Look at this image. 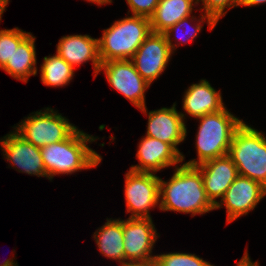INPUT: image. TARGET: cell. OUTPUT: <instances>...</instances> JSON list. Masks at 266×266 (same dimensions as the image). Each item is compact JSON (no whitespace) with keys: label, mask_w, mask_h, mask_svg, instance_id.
<instances>
[{"label":"cell","mask_w":266,"mask_h":266,"mask_svg":"<svg viewBox=\"0 0 266 266\" xmlns=\"http://www.w3.org/2000/svg\"><path fill=\"white\" fill-rule=\"evenodd\" d=\"M159 210L205 214L215 209L203 186L201 172L196 166L181 164L169 181L160 178Z\"/></svg>","instance_id":"1"},{"label":"cell","mask_w":266,"mask_h":266,"mask_svg":"<svg viewBox=\"0 0 266 266\" xmlns=\"http://www.w3.org/2000/svg\"><path fill=\"white\" fill-rule=\"evenodd\" d=\"M97 139L77 128L67 139L40 148L48 179L97 167L102 157L87 145Z\"/></svg>","instance_id":"2"},{"label":"cell","mask_w":266,"mask_h":266,"mask_svg":"<svg viewBox=\"0 0 266 266\" xmlns=\"http://www.w3.org/2000/svg\"><path fill=\"white\" fill-rule=\"evenodd\" d=\"M196 119L200 120L195 142L198 160L192 159L184 165L197 166L228 155L233 135L244 121L231 114L226 107Z\"/></svg>","instance_id":"3"},{"label":"cell","mask_w":266,"mask_h":266,"mask_svg":"<svg viewBox=\"0 0 266 266\" xmlns=\"http://www.w3.org/2000/svg\"><path fill=\"white\" fill-rule=\"evenodd\" d=\"M152 32L150 19L131 15L104 29L98 38L101 63L110 60H131L137 49Z\"/></svg>","instance_id":"4"},{"label":"cell","mask_w":266,"mask_h":266,"mask_svg":"<svg viewBox=\"0 0 266 266\" xmlns=\"http://www.w3.org/2000/svg\"><path fill=\"white\" fill-rule=\"evenodd\" d=\"M228 156L238 174L266 187V136L243 122L235 131Z\"/></svg>","instance_id":"5"},{"label":"cell","mask_w":266,"mask_h":266,"mask_svg":"<svg viewBox=\"0 0 266 266\" xmlns=\"http://www.w3.org/2000/svg\"><path fill=\"white\" fill-rule=\"evenodd\" d=\"M13 128L26 141L39 148L61 142L77 129L66 117L49 107L44 111L32 112Z\"/></svg>","instance_id":"6"},{"label":"cell","mask_w":266,"mask_h":266,"mask_svg":"<svg viewBox=\"0 0 266 266\" xmlns=\"http://www.w3.org/2000/svg\"><path fill=\"white\" fill-rule=\"evenodd\" d=\"M160 177L151 172H136L129 169L125 174L126 211L129 218H152L150 210L160 205Z\"/></svg>","instance_id":"7"},{"label":"cell","mask_w":266,"mask_h":266,"mask_svg":"<svg viewBox=\"0 0 266 266\" xmlns=\"http://www.w3.org/2000/svg\"><path fill=\"white\" fill-rule=\"evenodd\" d=\"M125 265L150 263L155 259L152 254L159 237L152 218H128L123 220Z\"/></svg>","instance_id":"8"},{"label":"cell","mask_w":266,"mask_h":266,"mask_svg":"<svg viewBox=\"0 0 266 266\" xmlns=\"http://www.w3.org/2000/svg\"><path fill=\"white\" fill-rule=\"evenodd\" d=\"M101 70L105 72L109 85L121 93L136 108L141 109L146 106L145 92L150 84L136 71L131 60L102 62L99 72Z\"/></svg>","instance_id":"9"},{"label":"cell","mask_w":266,"mask_h":266,"mask_svg":"<svg viewBox=\"0 0 266 266\" xmlns=\"http://www.w3.org/2000/svg\"><path fill=\"white\" fill-rule=\"evenodd\" d=\"M266 196V187L260 182L238 175L225 192L223 198L215 206L216 209L225 206L227 223L248 214Z\"/></svg>","instance_id":"10"},{"label":"cell","mask_w":266,"mask_h":266,"mask_svg":"<svg viewBox=\"0 0 266 266\" xmlns=\"http://www.w3.org/2000/svg\"><path fill=\"white\" fill-rule=\"evenodd\" d=\"M172 51L163 33L151 32L132 57L136 71L151 83L165 71Z\"/></svg>","instance_id":"11"},{"label":"cell","mask_w":266,"mask_h":266,"mask_svg":"<svg viewBox=\"0 0 266 266\" xmlns=\"http://www.w3.org/2000/svg\"><path fill=\"white\" fill-rule=\"evenodd\" d=\"M145 115L148 114L147 132L145 136L156 138L170 144L184 161L185 156L179 151L177 145L183 142L187 136L185 114L178 112L176 103L172 107H162L154 111H147L146 106L139 109Z\"/></svg>","instance_id":"12"},{"label":"cell","mask_w":266,"mask_h":266,"mask_svg":"<svg viewBox=\"0 0 266 266\" xmlns=\"http://www.w3.org/2000/svg\"><path fill=\"white\" fill-rule=\"evenodd\" d=\"M0 148L10 165L18 169L21 173L35 175L37 177H46L43 159L40 148L26 141L16 131L10 132L0 139Z\"/></svg>","instance_id":"13"},{"label":"cell","mask_w":266,"mask_h":266,"mask_svg":"<svg viewBox=\"0 0 266 266\" xmlns=\"http://www.w3.org/2000/svg\"><path fill=\"white\" fill-rule=\"evenodd\" d=\"M196 167L201 172L208 199L216 206L219 202L216 199L223 198L229 186L239 175L237 167L228 155L208 160Z\"/></svg>","instance_id":"14"},{"label":"cell","mask_w":266,"mask_h":266,"mask_svg":"<svg viewBox=\"0 0 266 266\" xmlns=\"http://www.w3.org/2000/svg\"><path fill=\"white\" fill-rule=\"evenodd\" d=\"M136 158L138 165H132L130 170L136 172L155 173L182 162V156L170 145L159 139L143 136L138 144Z\"/></svg>","instance_id":"15"},{"label":"cell","mask_w":266,"mask_h":266,"mask_svg":"<svg viewBox=\"0 0 266 266\" xmlns=\"http://www.w3.org/2000/svg\"><path fill=\"white\" fill-rule=\"evenodd\" d=\"M56 46V53L74 69L75 66L92 61L94 77L98 75L101 65L98 38H92L87 34L63 36Z\"/></svg>","instance_id":"16"},{"label":"cell","mask_w":266,"mask_h":266,"mask_svg":"<svg viewBox=\"0 0 266 266\" xmlns=\"http://www.w3.org/2000/svg\"><path fill=\"white\" fill-rule=\"evenodd\" d=\"M182 105L184 111L192 118L218 112L225 107L221 91H216L205 79L189 86L183 95Z\"/></svg>","instance_id":"17"},{"label":"cell","mask_w":266,"mask_h":266,"mask_svg":"<svg viewBox=\"0 0 266 266\" xmlns=\"http://www.w3.org/2000/svg\"><path fill=\"white\" fill-rule=\"evenodd\" d=\"M106 221L103 226L94 232L95 243L100 254L119 262L120 266H125L123 220L107 218Z\"/></svg>","instance_id":"18"},{"label":"cell","mask_w":266,"mask_h":266,"mask_svg":"<svg viewBox=\"0 0 266 266\" xmlns=\"http://www.w3.org/2000/svg\"><path fill=\"white\" fill-rule=\"evenodd\" d=\"M37 59L35 50V36L30 33L14 49L11 59L1 68L14 79L28 82L29 77L37 75Z\"/></svg>","instance_id":"19"},{"label":"cell","mask_w":266,"mask_h":266,"mask_svg":"<svg viewBox=\"0 0 266 266\" xmlns=\"http://www.w3.org/2000/svg\"><path fill=\"white\" fill-rule=\"evenodd\" d=\"M197 0H160L150 18L151 30L163 33L180 20L191 16Z\"/></svg>","instance_id":"20"},{"label":"cell","mask_w":266,"mask_h":266,"mask_svg":"<svg viewBox=\"0 0 266 266\" xmlns=\"http://www.w3.org/2000/svg\"><path fill=\"white\" fill-rule=\"evenodd\" d=\"M40 71L42 83L50 87L67 85L75 74V69L57 53L44 57Z\"/></svg>","instance_id":"21"},{"label":"cell","mask_w":266,"mask_h":266,"mask_svg":"<svg viewBox=\"0 0 266 266\" xmlns=\"http://www.w3.org/2000/svg\"><path fill=\"white\" fill-rule=\"evenodd\" d=\"M201 18L200 19H195L194 16H189L187 18H184L182 20H180L178 23H176L175 25L169 27L166 31L163 32V34L165 35L166 37V40L170 46V49L172 51V53L174 54V51L176 50V47H179L178 45H182V44H185V43H190L192 42L198 35V33L201 31V29L203 28V26L201 25V23H205L204 21L206 20L207 24H208V29L210 31H212V29L215 28V26L217 25V23L208 15H205L203 12L200 14ZM193 22L194 20L196 21L197 24H195V26H193V28H191L190 26V29L189 27L185 30L184 27L186 25H188L189 21L190 20ZM186 28V27H185ZM183 30L182 32L183 33H180V35H178V31L180 32V30ZM175 32H177V35L175 37V40L179 41L177 42L178 44L176 43H173L172 41V37L173 36V33L176 34ZM179 39V40H178Z\"/></svg>","instance_id":"22"},{"label":"cell","mask_w":266,"mask_h":266,"mask_svg":"<svg viewBox=\"0 0 266 266\" xmlns=\"http://www.w3.org/2000/svg\"><path fill=\"white\" fill-rule=\"evenodd\" d=\"M30 34L18 27L0 30V69L11 59L14 49Z\"/></svg>","instance_id":"23"},{"label":"cell","mask_w":266,"mask_h":266,"mask_svg":"<svg viewBox=\"0 0 266 266\" xmlns=\"http://www.w3.org/2000/svg\"><path fill=\"white\" fill-rule=\"evenodd\" d=\"M154 262L157 266H214L195 254L183 252L155 255Z\"/></svg>","instance_id":"24"},{"label":"cell","mask_w":266,"mask_h":266,"mask_svg":"<svg viewBox=\"0 0 266 266\" xmlns=\"http://www.w3.org/2000/svg\"><path fill=\"white\" fill-rule=\"evenodd\" d=\"M202 2L201 11L210 16L216 23L227 13L226 8L231 9L239 6V0H197V5Z\"/></svg>","instance_id":"25"},{"label":"cell","mask_w":266,"mask_h":266,"mask_svg":"<svg viewBox=\"0 0 266 266\" xmlns=\"http://www.w3.org/2000/svg\"><path fill=\"white\" fill-rule=\"evenodd\" d=\"M132 15L150 19L160 0H126Z\"/></svg>","instance_id":"26"},{"label":"cell","mask_w":266,"mask_h":266,"mask_svg":"<svg viewBox=\"0 0 266 266\" xmlns=\"http://www.w3.org/2000/svg\"><path fill=\"white\" fill-rule=\"evenodd\" d=\"M266 3V0H239V6H257Z\"/></svg>","instance_id":"27"},{"label":"cell","mask_w":266,"mask_h":266,"mask_svg":"<svg viewBox=\"0 0 266 266\" xmlns=\"http://www.w3.org/2000/svg\"><path fill=\"white\" fill-rule=\"evenodd\" d=\"M9 0H0V22L2 19V14L4 13L6 6L8 5Z\"/></svg>","instance_id":"28"},{"label":"cell","mask_w":266,"mask_h":266,"mask_svg":"<svg viewBox=\"0 0 266 266\" xmlns=\"http://www.w3.org/2000/svg\"><path fill=\"white\" fill-rule=\"evenodd\" d=\"M91 3H96L97 5H104V4H109L112 3V0H86Z\"/></svg>","instance_id":"29"},{"label":"cell","mask_w":266,"mask_h":266,"mask_svg":"<svg viewBox=\"0 0 266 266\" xmlns=\"http://www.w3.org/2000/svg\"><path fill=\"white\" fill-rule=\"evenodd\" d=\"M125 266H157L156 263L150 262V263H137V264H127Z\"/></svg>","instance_id":"30"},{"label":"cell","mask_w":266,"mask_h":266,"mask_svg":"<svg viewBox=\"0 0 266 266\" xmlns=\"http://www.w3.org/2000/svg\"><path fill=\"white\" fill-rule=\"evenodd\" d=\"M13 264H15V261L13 260V258H10L3 261V263H1L0 266H10Z\"/></svg>","instance_id":"31"},{"label":"cell","mask_w":266,"mask_h":266,"mask_svg":"<svg viewBox=\"0 0 266 266\" xmlns=\"http://www.w3.org/2000/svg\"><path fill=\"white\" fill-rule=\"evenodd\" d=\"M10 266H18V264H17V261H16V263H15V264H13V265H10Z\"/></svg>","instance_id":"32"}]
</instances>
